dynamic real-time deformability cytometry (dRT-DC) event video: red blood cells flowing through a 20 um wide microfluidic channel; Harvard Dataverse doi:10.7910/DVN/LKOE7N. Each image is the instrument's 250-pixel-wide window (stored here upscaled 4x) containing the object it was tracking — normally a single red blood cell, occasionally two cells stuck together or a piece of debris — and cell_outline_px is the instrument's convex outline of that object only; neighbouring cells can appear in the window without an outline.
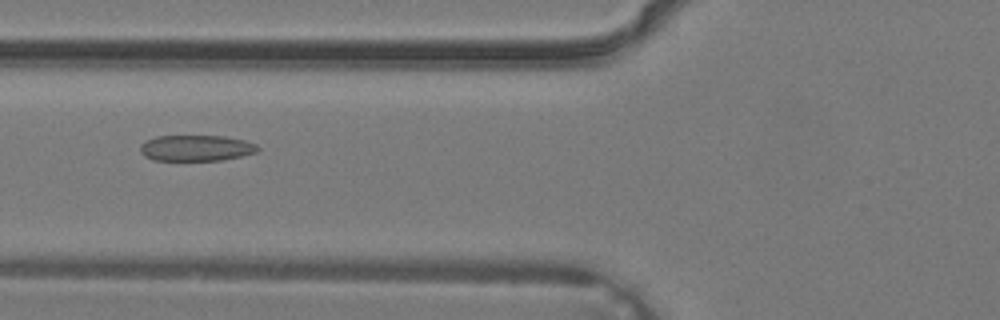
{"species": "common noctule bat (a hibernating species)", "species_latin": "Nyctalus noctula", "temperature_condition": "warm", "stored_images_in_passage": 39, "camera_frame_rate_fps": 3000, "um_per_image_px": 0.085, "animal": {"sex": "male", "body_mass_g": 19.2, "forearm_length_mm": 51.8}, "frame": {"image": 1, "passage_image": 16, "time_ms": 5.0, "image_size_px": [1000, 320], "cell_outline_px": [[260, 148], [256, 152], [240, 156], [220, 160], [152, 160], [144, 156], [140, 152], [140, 144], [144, 140], [156, 136], [224, 136], [244, 140], [256, 144]], "centroid_in_image_um": [16.62, 12.58], "position_along_channel_um": 109.2, "area_um2": 17.8}}
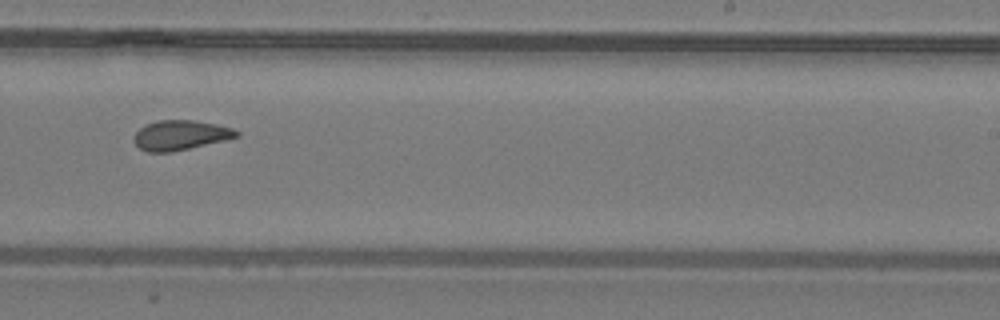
{"frame": {"image": 2, "passage_image": 25, "time_ms": 8.0, "image_size_px": [1000, 320], "cell_outline_px": [[240, 136], [224, 140], [172, 152], [148, 152], [140, 148], [132, 140], [132, 136], [144, 124], [156, 120], [192, 120], [216, 124], [236, 128], [240, 132]], "centroid_in_image_um": [15.33, 11.48], "position_along_channel_um": 273.7, "area_um2": 17.98}}
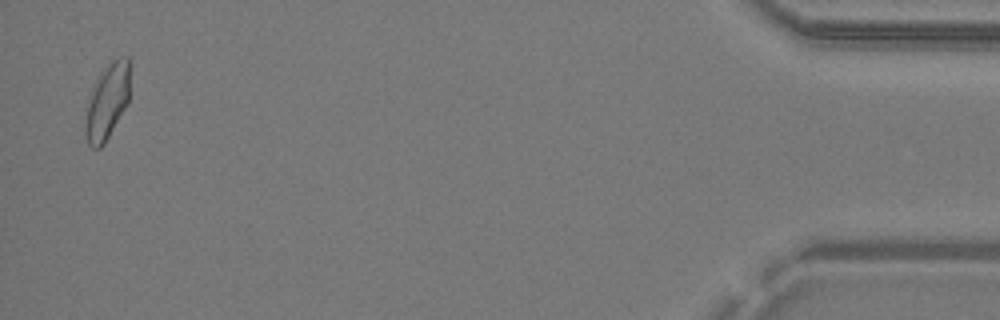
{"frame": {"image": 3, "passage_image": 38, "time_ms": 12.333, "image_size_px": [1000, 320], "cell_outline_px": [[132, 64], [128, 104], [104, 144], [100, 148], [92, 148], [88, 144], [84, 136], [84, 124], [88, 104], [92, 92], [104, 68], [112, 60], [120, 56], [128, 56]], "centroid_in_image_um": [9.17, 8.62], "position_along_channel_um": 426.0, "area_um2": 19.88}}